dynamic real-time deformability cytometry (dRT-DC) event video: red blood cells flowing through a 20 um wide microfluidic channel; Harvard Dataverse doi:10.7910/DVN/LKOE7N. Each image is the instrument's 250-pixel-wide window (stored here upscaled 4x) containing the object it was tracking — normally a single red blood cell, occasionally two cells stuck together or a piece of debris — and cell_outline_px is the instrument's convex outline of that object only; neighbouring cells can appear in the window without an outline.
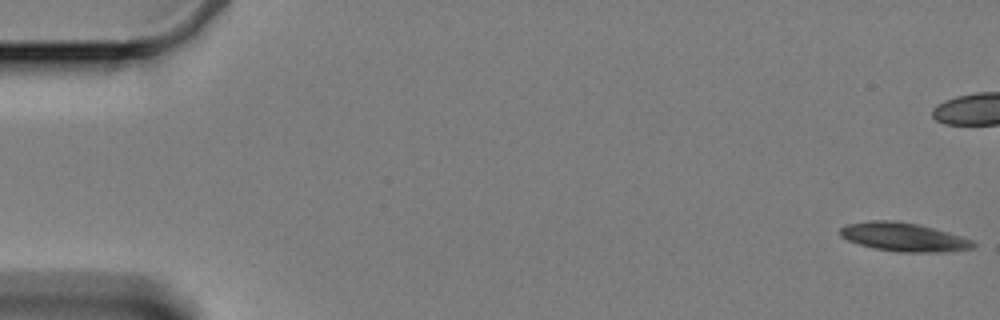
{"species": "Egyptian fruit bat (a non-hibernating species)", "species_latin": "Rousettus aegyptiacus", "temperature_condition": "cold", "stored_images_in_passage": 61, "camera_frame_rate_fps": 3000, "um_per_image_px": 0.085, "animal": {"sex": "female"}, "frame": {"image": 1, "passage_image": 1, "time_ms": 0.0, "image_size_px": [1000, 320], "cell_outline_px": [[976, 244], [972, 248], [944, 252], [896, 252], [876, 248], [860, 244], [848, 240], [840, 236], [840, 228], [844, 224], [868, 220], [896, 220], [916, 224], [932, 228], [960, 236], [972, 240]], "centroid_in_image_um": [76.76, 20.14], "position_along_channel_um": 8.2, "area_um2": 22.08}}
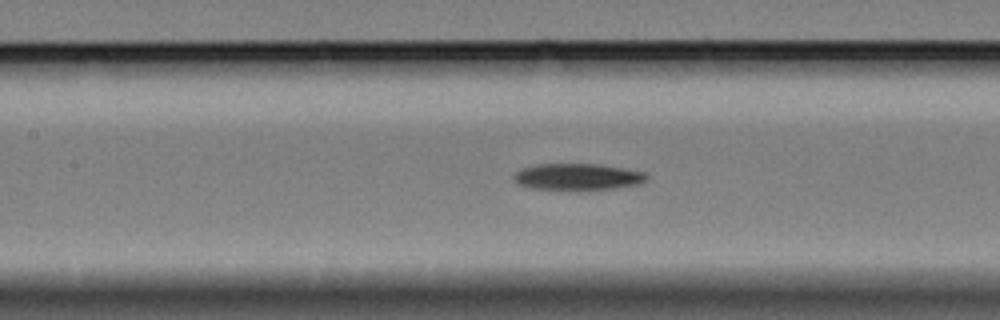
{"frame": {"image": 2, "passage_image": 27, "time_ms": 8.667, "image_size_px": [1000, 320], "cell_outline_px": [[648, 180], [640, 184], [616, 188], [584, 192], [576, 192], [532, 188], [516, 184], [512, 176], [520, 168], [536, 164], [596, 164], [644, 172], [648, 176]], "centroid_in_image_um": [49.06, 15.07], "position_along_channel_um": 158.3, "area_um2": 21.39}}
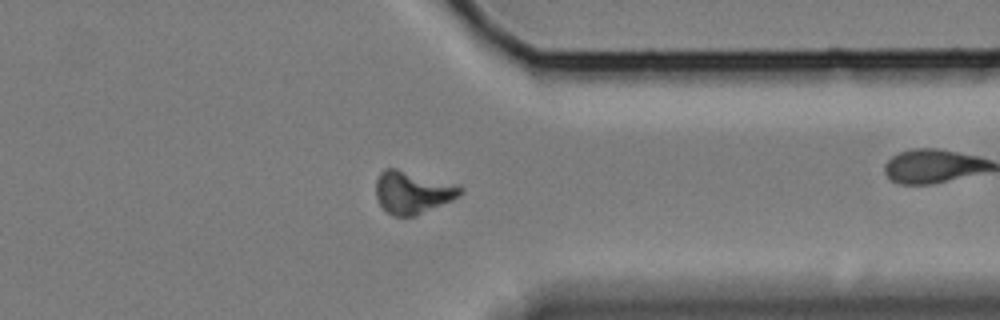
{"frame": {"image": 3, "passage_image": 47, "time_ms": 15.333, "image_size_px": [1000, 320], "cell_outline_px": [[464, 192], [460, 196], [452, 200], [416, 216], [392, 216], [380, 204], [376, 196], [376, 180], [380, 172], [384, 168], [396, 168], [460, 184], [464, 188]], "centroid_in_image_um": [35.11, 16.33], "position_along_channel_um": 376.3, "area_um2": 21.27}, "authors_computed_cell_mechanics": {"area_um2": 21.0392, "velocity_mm_per_s": 3.3265, "shape_relaxation_time_tau1_ms": 2.4395, "shape_relaxation_time_tau2_ms": null, "deformation_change_tau1": 0.0971, "deformation_change_tau2": null}}